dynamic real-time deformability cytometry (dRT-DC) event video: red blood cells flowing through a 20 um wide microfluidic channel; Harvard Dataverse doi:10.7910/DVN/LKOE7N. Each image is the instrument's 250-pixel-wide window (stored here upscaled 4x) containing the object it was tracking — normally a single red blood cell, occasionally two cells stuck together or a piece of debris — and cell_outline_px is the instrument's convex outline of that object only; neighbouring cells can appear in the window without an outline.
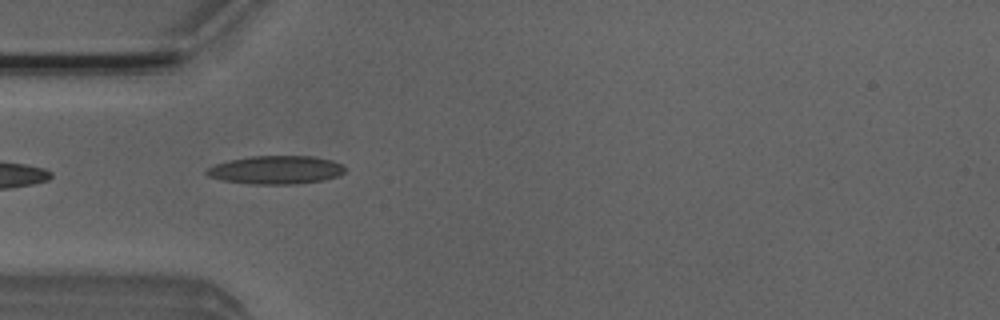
{"species": "Egyptian fruit bat (a non-hibernating species)", "species_latin": "Rousettus aegyptiacus", "temperature_condition": "room temperature", "stored_images_in_passage": 7, "camera_frame_rate_fps": 3000, "um_per_image_px": 0.085, "animal": {"sex": "male"}, "frame": {"image": 1, "passage_image": 5, "time_ms": 1.333, "image_size_px": [1000, 320], "cell_outline_px": [[344, 172], [336, 176], [320, 180], [300, 184], [252, 184], [220, 180], [208, 176], [204, 172], [208, 168], [216, 164], [228, 160], [252, 156], [312, 156], [332, 160], [340, 164], [344, 168]], "centroid_in_image_um": [23.41, 14.44], "position_along_channel_um": 61.6, "area_um2": 22.72}}